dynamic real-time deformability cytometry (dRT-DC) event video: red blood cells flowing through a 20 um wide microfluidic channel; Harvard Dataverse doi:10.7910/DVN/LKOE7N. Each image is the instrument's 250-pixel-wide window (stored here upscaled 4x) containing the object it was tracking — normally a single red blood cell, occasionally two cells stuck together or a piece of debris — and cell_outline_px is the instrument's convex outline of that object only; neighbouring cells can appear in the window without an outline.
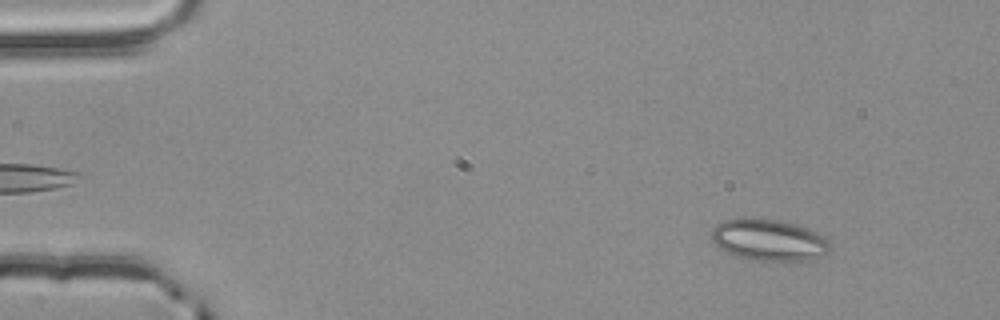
{"species": "common noctule bat (a hibernating species)", "species_latin": "Nyctalus noctula", "temperature_condition": "room temperature", "stored_images_in_passage": 3, "camera_frame_rate_fps": 3000, "um_per_image_px": 0.085, "animal": {"sex": "male", "body_mass_g": 20.4}, "frame": {"image": 1, "passage_image": 1, "time_ms": 0.0, "image_size_px": [1000, 320], "cell_outline_px": [[832, 248], [828, 252], [816, 260], [756, 260], [736, 256], [720, 248], [712, 240], [712, 228], [716, 224], [724, 220], [736, 216], [780, 220], [808, 228], [824, 236], [832, 244]], "centroid_in_image_um": [65.37, 20.37], "position_along_channel_um": 19.6, "area_um2": 29.07}}